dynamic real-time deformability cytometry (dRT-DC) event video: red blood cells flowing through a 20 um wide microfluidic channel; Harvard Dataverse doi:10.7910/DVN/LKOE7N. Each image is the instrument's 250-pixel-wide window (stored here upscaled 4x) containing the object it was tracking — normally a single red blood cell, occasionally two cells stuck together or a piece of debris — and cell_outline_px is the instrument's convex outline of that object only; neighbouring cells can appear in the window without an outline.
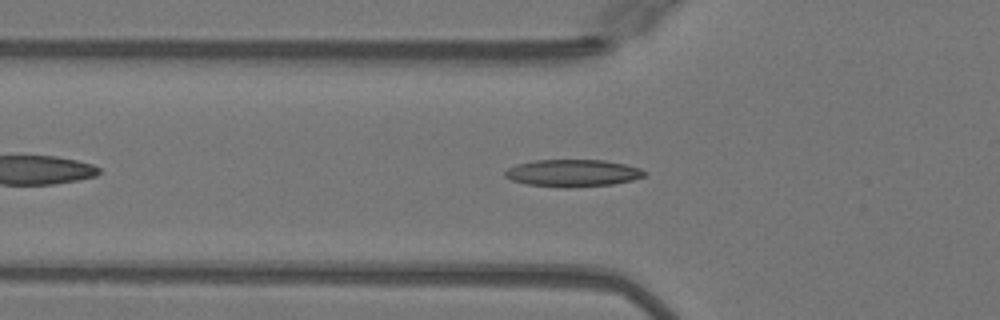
{"species": "Egyptian fruit bat (a non-hibernating species)", "species_latin": "Rousettus aegyptiacus", "temperature_condition": "warm", "stored_images_in_passage": 34, "camera_frame_rate_fps": 3000, "um_per_image_px": 0.085, "animal": {"sex": "female"}, "frame": {"image": 1, "passage_image": 8, "time_ms": 2.333, "image_size_px": [1000, 320], "cell_outline_px": [[648, 172], [644, 176], [632, 180], [612, 184], [568, 188], [564, 188], [528, 184], [512, 180], [504, 176], [504, 172], [508, 168], [516, 164], [536, 160], [604, 160], [624, 164], [640, 168]], "centroid_in_image_um": [48.68, 14.71], "position_along_channel_um": 77.1, "area_um2": 22.08}}
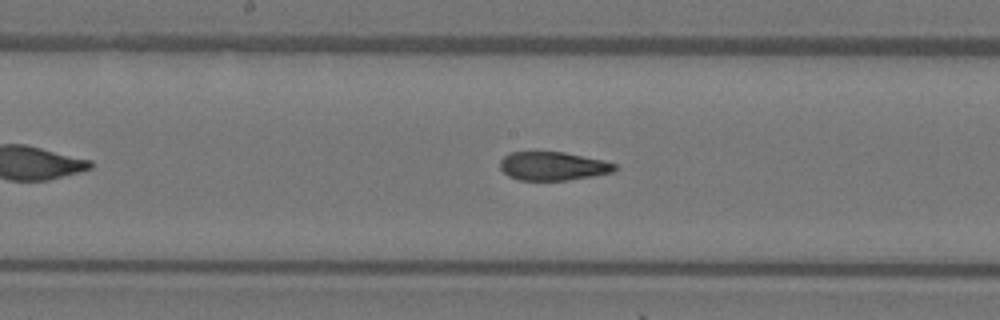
{"frame": {"image": 2, "passage_image": 17, "time_ms": 5.333, "image_size_px": [1000, 320], "cell_outline_px": [[616, 168], [612, 172], [592, 176], [564, 180], [520, 180], [508, 176], [500, 168], [500, 160], [504, 156], [512, 152], [564, 152], [604, 160], [616, 164]], "centroid_in_image_um": [46.98, 14.11], "position_along_channel_um": 201.2, "area_um2": 18.96}}
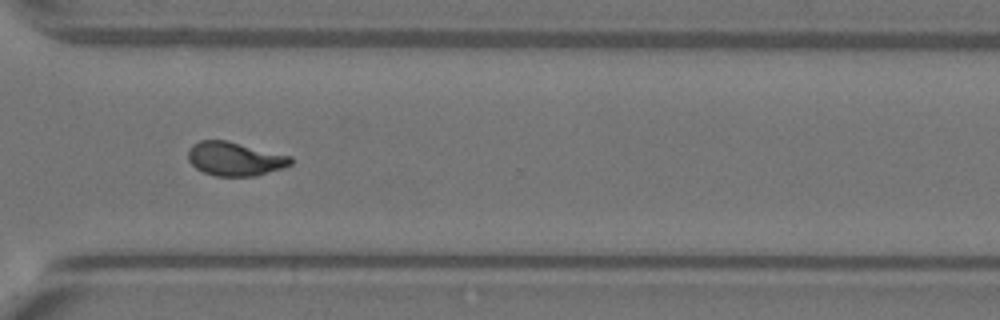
{"frame": {"image": 3, "passage_image": 28, "time_ms": 9.0, "image_size_px": [1000, 320], "cell_outline_px": [[292, 164], [284, 168], [256, 176], [216, 176], [204, 172], [196, 168], [188, 160], [188, 148], [192, 144], [200, 140], [228, 140], [292, 156]], "centroid_in_image_um": [19.98, 13.49], "position_along_channel_um": 350.6, "area_um2": 20.46}}